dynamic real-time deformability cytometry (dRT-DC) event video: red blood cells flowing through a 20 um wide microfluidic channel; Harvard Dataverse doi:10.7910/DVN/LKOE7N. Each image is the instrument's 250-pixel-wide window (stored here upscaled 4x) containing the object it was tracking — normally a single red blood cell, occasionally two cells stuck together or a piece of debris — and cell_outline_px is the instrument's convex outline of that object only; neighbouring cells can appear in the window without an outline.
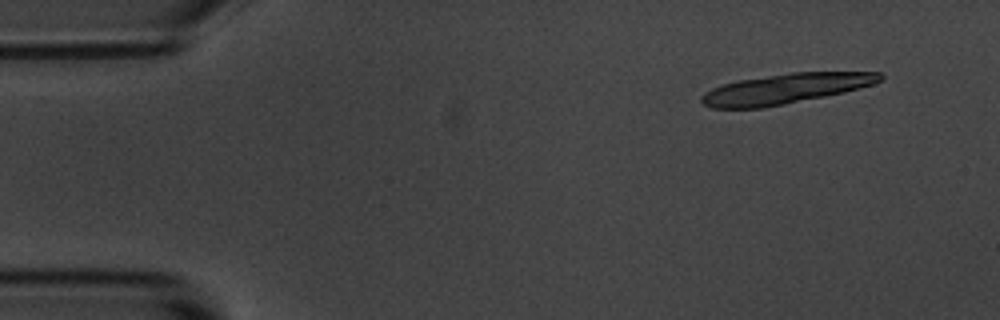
{"species": "common noctule bat (a hibernating species)", "species_latin": "Nyctalus noctula", "temperature_condition": "room temperature", "stored_images_in_passage": 10, "camera_frame_rate_fps": 3000, "um_per_image_px": 0.085, "animal": {"sex": "male", "body_mass_g": 20.1, "forearm_length_mm": 53.5}, "frame": {"image": 1, "passage_image": 2, "time_ms": 1.333, "image_size_px": [1000, 320], "cell_outline_px": [[884, 76], [880, 80], [872, 84], [860, 88], [844, 92], [764, 108], [712, 108], [704, 104], [700, 100], [700, 96], [704, 92], [712, 88], [724, 84], [740, 80], [792, 72], [880, 72]], "centroid_in_image_um": [66.74, 7.54], "position_along_channel_um": 18.3, "area_um2": 30.98}}
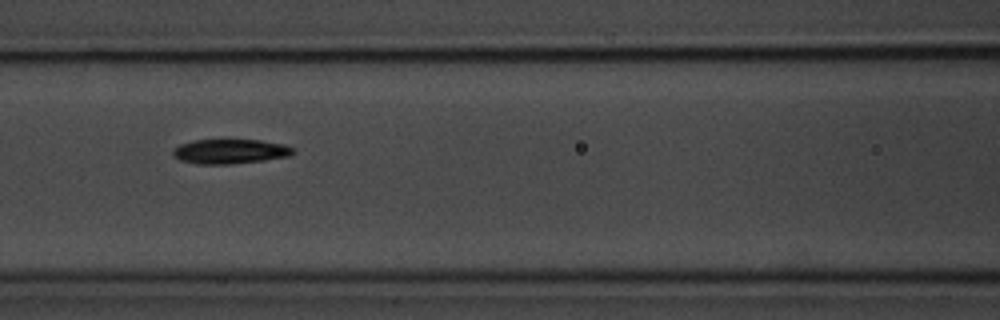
{"frame": {"image": 2, "passage_image": 7, "time_ms": 7.667, "image_size_px": [1000, 320], "cell_outline_px": [[296, 152], [288, 156], [264, 160], [232, 164], [196, 164], [180, 160], [172, 156], [172, 148], [180, 144], [192, 140], [260, 140], [284, 144], [296, 148]], "centroid_in_image_um": [19.54, 12.87], "position_along_channel_um": 147.1, "area_um2": 17.46}}
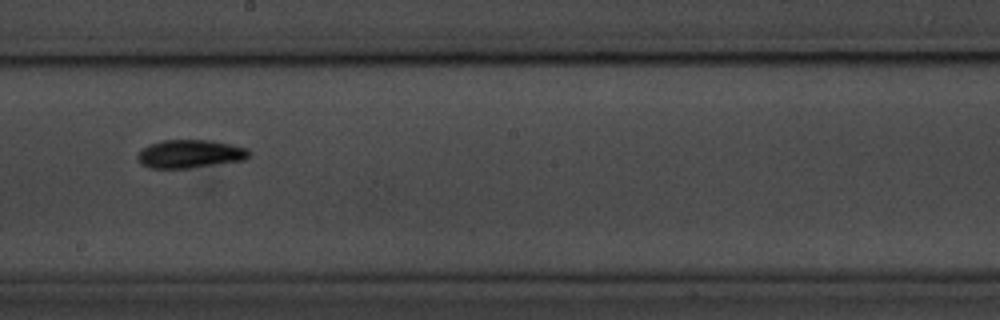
{"frame": {"image": 3, "passage_image": 9, "time_ms": 10.0, "image_size_px": [1000, 320], "cell_outline_px": [[252, 152], [244, 160], [188, 168], [148, 168], [140, 164], [136, 156], [148, 144], [160, 140], [212, 140], [232, 144], [248, 148]], "centroid_in_image_um": [16.15, 13.07], "position_along_channel_um": 232.0, "area_um2": 18.5}}